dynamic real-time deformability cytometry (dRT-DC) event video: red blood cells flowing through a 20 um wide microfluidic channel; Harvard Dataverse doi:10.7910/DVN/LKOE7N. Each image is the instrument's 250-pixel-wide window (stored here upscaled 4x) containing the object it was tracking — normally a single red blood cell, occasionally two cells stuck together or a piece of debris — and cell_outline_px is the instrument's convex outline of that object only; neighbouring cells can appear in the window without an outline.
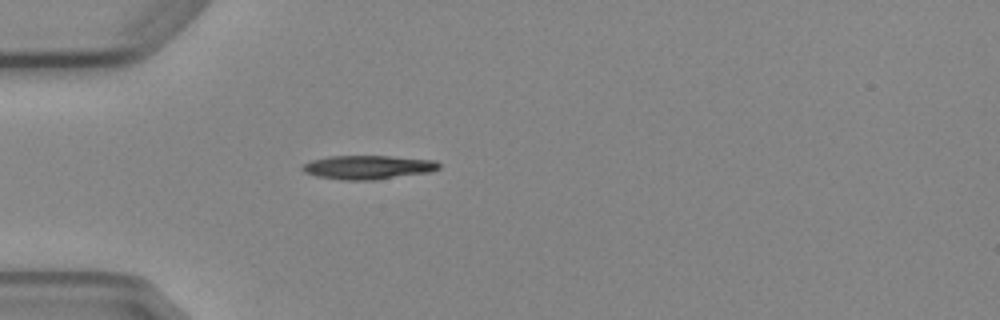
{"species": "Egyptian fruit bat (a non-hibernating species)", "species_latin": "Rousettus aegyptiacus", "temperature_condition": "cold", "stored_images_in_passage": 4, "camera_frame_rate_fps": 3000, "um_per_image_px": 0.085, "animal": {"sex": "female"}, "frame": {"image": 1, "passage_image": 4, "time_ms": 3.333, "image_size_px": [1000, 320], "cell_outline_px": [[440, 168], [432, 172], [372, 180], [344, 180], [316, 176], [304, 172], [300, 168], [304, 164], [312, 160], [328, 156], [388, 156], [436, 160], [440, 164]], "centroid_in_image_um": [31.29, 14.21], "position_along_channel_um": 53.7, "area_um2": 19.02}}